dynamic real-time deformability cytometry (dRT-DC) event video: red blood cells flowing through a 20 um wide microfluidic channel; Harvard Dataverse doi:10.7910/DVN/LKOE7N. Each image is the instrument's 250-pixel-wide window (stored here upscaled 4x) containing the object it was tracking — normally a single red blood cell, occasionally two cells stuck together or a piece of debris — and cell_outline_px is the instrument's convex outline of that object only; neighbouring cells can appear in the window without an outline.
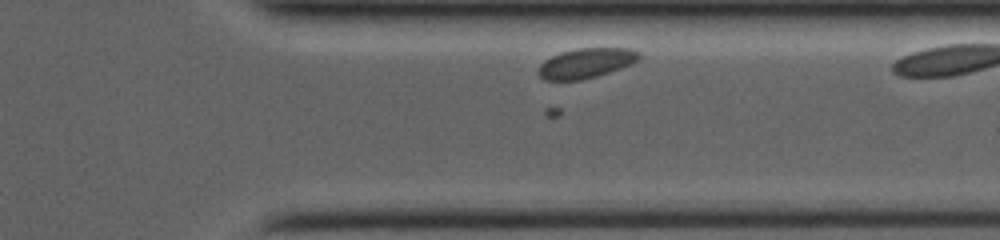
{"species": "common noctule bat (a hibernating species)", "species_latin": "Nyctalus noctula", "temperature_condition": "room temperature", "stored_images_in_passage": 39, "camera_frame_rate_fps": 4000, "um_per_image_px": 0.085, "animal": {"sex": "female", "body_mass_g": 19.0, "forearm_length_mm": 53.3}, "frame": {"image": 1, "passage_image": 29, "time_ms": 8.5, "image_size_px": [1000, 240], "cell_outline_px": [[640, 56], [632, 64], [596, 76], [580, 80], [544, 80], [536, 72], [540, 64], [544, 60], [560, 52], [580, 48], [632, 48], [640, 52]], "centroid_in_image_um": [49.79, 5.36], "position_along_channel_um": 361.6, "area_um2": 17.51}}